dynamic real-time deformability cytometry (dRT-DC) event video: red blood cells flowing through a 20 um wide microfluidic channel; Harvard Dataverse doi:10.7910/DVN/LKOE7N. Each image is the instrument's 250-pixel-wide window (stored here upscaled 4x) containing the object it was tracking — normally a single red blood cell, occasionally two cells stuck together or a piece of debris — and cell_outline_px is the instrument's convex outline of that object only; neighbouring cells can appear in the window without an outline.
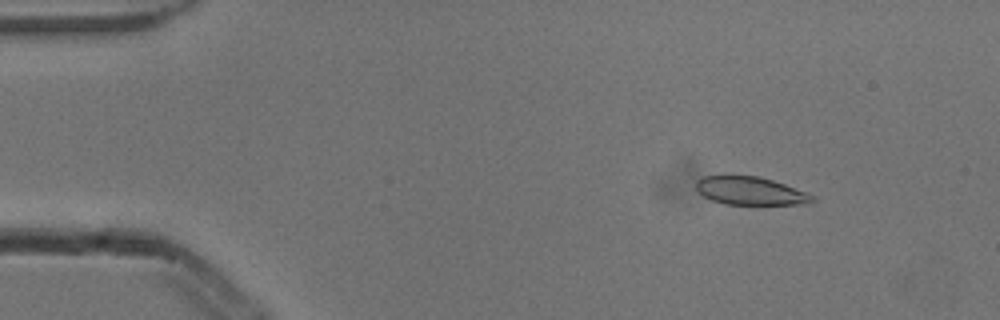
{"species": "common noctule bat (a hibernating species)", "species_latin": "Nyctalus noctula", "temperature_condition": "cold", "stored_images_in_passage": 6, "camera_frame_rate_fps": 3000, "um_per_image_px": 0.085, "animal": {"sex": "male", "body_mass_g": 13.3}, "frame": {"image": 1, "passage_image": 2, "time_ms": 0.333, "image_size_px": [1000, 320], "cell_outline_px": [[816, 200], [812, 204], [724, 204], [712, 200], [704, 196], [696, 188], [696, 180], [704, 176], [724, 172], [728, 172], [760, 176], [784, 184], [816, 196]], "centroid_in_image_um": [63.74, 16.17], "position_along_channel_um": 21.3, "area_um2": 19.83}}
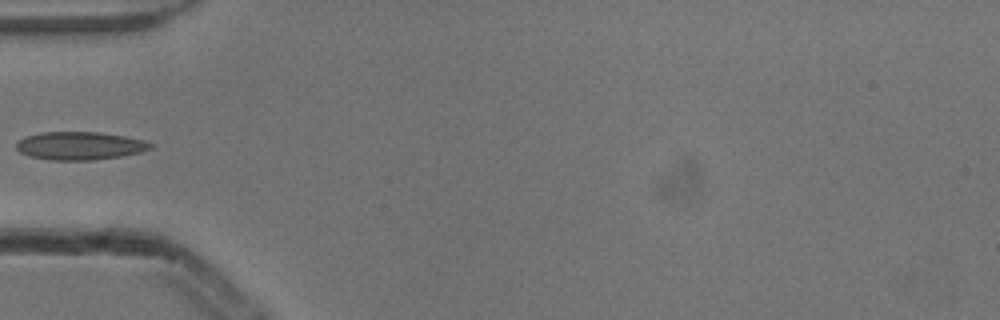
{"frame": {"image": 2, "passage_image": 5, "time_ms": 1.333, "image_size_px": [1000, 320], "cell_outline_px": [[156, 144], [152, 148], [140, 152], [120, 156], [92, 160], [52, 160], [28, 156], [20, 152], [16, 148], [16, 144], [24, 136], [40, 132], [100, 132], [124, 136], [144, 140]], "centroid_in_image_um": [6.79, 12.38], "position_along_channel_um": 78.2, "area_um2": 22.02}}
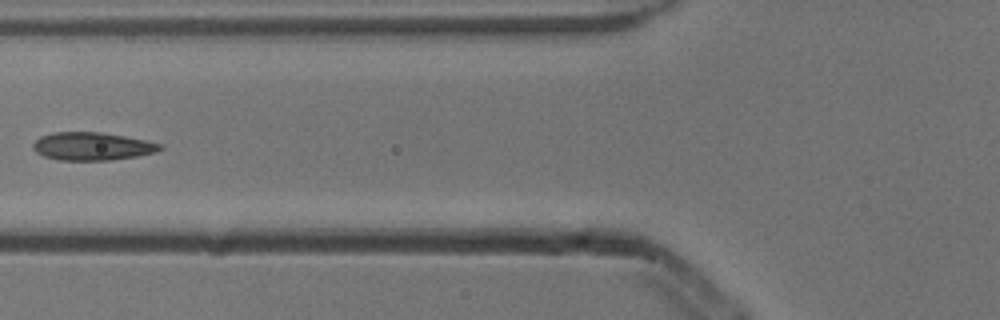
{"frame": {"image": 3, "passage_image": 6, "time_ms": 1.667, "image_size_px": [1000, 320], "cell_outline_px": [[164, 148], [156, 152], [136, 156], [112, 160], [60, 160], [44, 156], [36, 152], [32, 148], [32, 144], [40, 136], [52, 132], [100, 132], [124, 136], [164, 144]], "centroid_in_image_um": [7.83, 12.43], "position_along_channel_um": 118.0, "area_um2": 20.75}}